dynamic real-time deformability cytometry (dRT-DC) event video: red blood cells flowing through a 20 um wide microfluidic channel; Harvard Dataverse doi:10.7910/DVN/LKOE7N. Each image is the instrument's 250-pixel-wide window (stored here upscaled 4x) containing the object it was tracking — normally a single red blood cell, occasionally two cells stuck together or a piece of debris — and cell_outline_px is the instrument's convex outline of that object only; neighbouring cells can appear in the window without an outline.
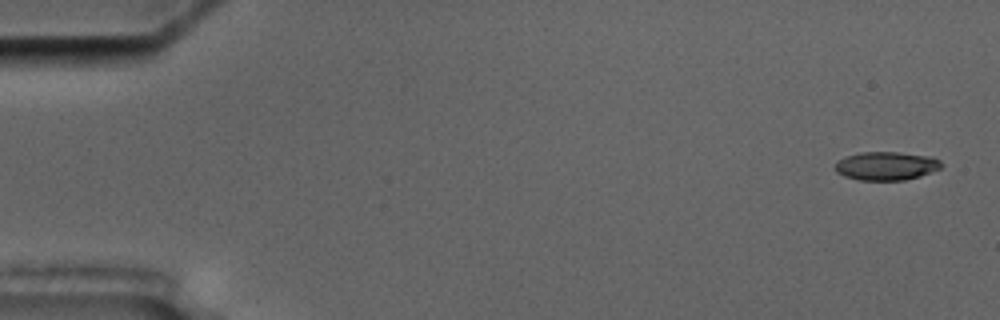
{"species": "common noctule bat (a hibernating species)", "species_latin": "Nyctalus noctula", "temperature_condition": "cold", "stored_images_in_passage": 7, "camera_frame_rate_fps": 3000, "um_per_image_px": 0.085, "animal": {"sex": "male", "body_mass_g": 17.5, "forearm_length_mm": 52.3}, "frame": {"image": 1, "passage_image": 1, "time_ms": 0.0, "image_size_px": [1000, 320], "cell_outline_px": [[940, 168], [920, 176], [904, 180], [860, 180], [844, 176], [836, 172], [836, 160], [844, 156], [860, 152], [896, 152], [932, 156], [940, 160]], "centroid_in_image_um": [75.29, 14.09], "position_along_channel_um": 9.7, "area_um2": 17.63}}
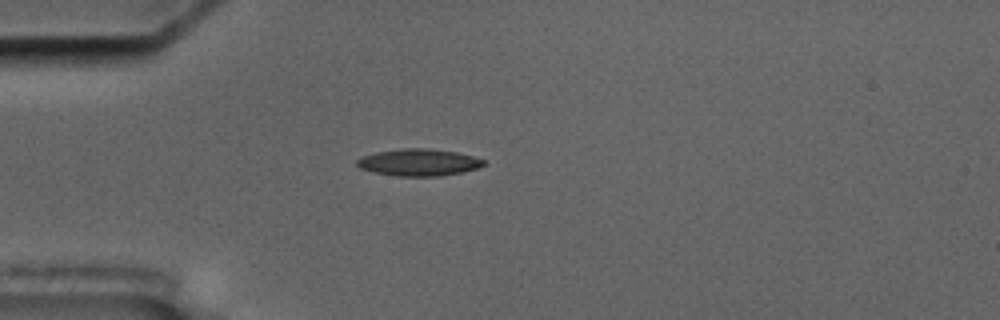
{"frame": {"image": 2, "passage_image": 5, "time_ms": 4.667, "image_size_px": [1000, 320], "cell_outline_px": [[484, 164], [476, 168], [460, 172], [440, 176], [396, 176], [372, 172], [360, 168], [356, 164], [356, 160], [360, 156], [376, 152], [404, 148], [428, 148], [456, 152], [472, 156], [484, 160]], "centroid_in_image_um": [35.52, 13.8], "position_along_channel_um": 49.5, "area_um2": 19.83}}